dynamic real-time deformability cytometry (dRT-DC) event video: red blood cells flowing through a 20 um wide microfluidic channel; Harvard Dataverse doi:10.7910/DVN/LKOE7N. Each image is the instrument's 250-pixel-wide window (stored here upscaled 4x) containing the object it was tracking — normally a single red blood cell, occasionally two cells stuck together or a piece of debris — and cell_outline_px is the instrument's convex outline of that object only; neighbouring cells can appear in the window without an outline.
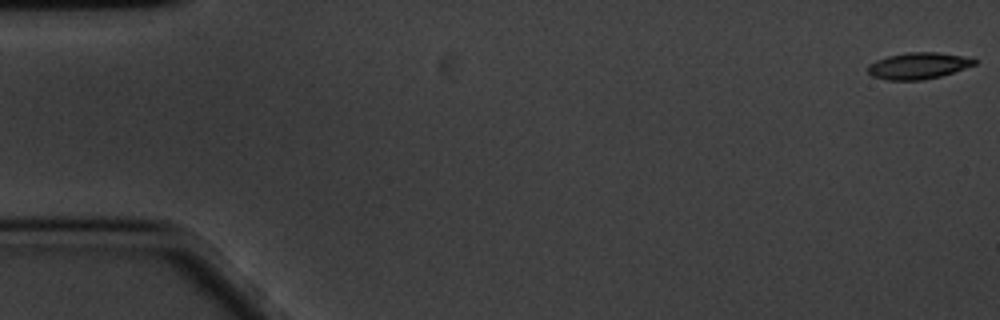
{"species": "common noctule bat (a hibernating species)", "species_latin": "Nyctalus noctula", "temperature_condition": "cold", "stored_images_in_passage": 59, "camera_frame_rate_fps": 3000, "um_per_image_px": 0.085, "animal": {"sex": "male", "body_mass_g": 20.1, "forearm_length_mm": 53.5}, "frame": {"image": 1, "passage_image": 1, "time_ms": 0.0, "image_size_px": [1000, 320], "cell_outline_px": [[976, 64], [940, 76], [920, 80], [888, 80], [872, 76], [868, 72], [868, 64], [876, 60], [888, 56], [908, 52], [936, 52], [972, 56], [976, 60]], "centroid_in_image_um": [78.07, 5.57], "position_along_channel_um": 6.9, "area_um2": 16.47}}
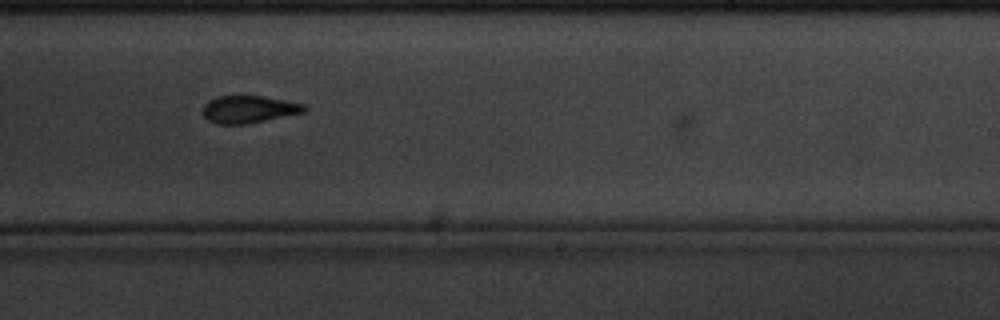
{"frame": {"image": 2, "passage_image": 36, "time_ms": 11.667, "image_size_px": [1000, 320], "cell_outline_px": [[308, 108], [304, 112], [248, 124], [216, 124], [208, 120], [204, 116], [204, 104], [208, 100], [216, 96], [240, 92], [264, 96], [304, 104]], "centroid_in_image_um": [21.11, 9.24], "position_along_channel_um": 267.9, "area_um2": 16.88}}
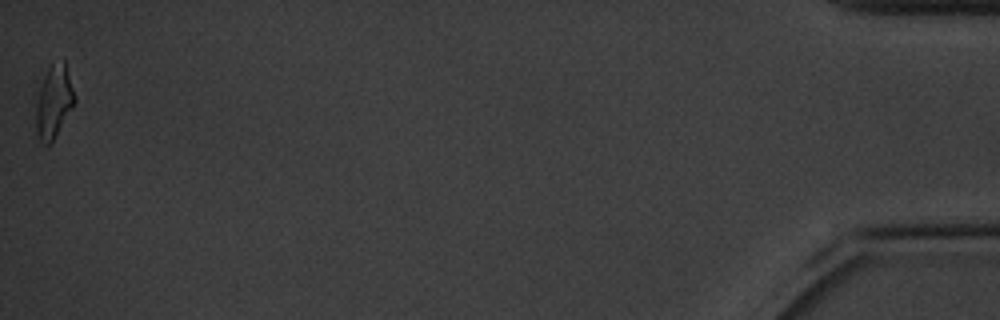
{"frame": {"image": 3, "passage_image": 59, "time_ms": 19.333, "image_size_px": [1000, 320], "cell_outline_px": [[76, 100], [72, 108], [52, 140], [48, 144], [44, 144], [40, 140], [36, 132], [36, 104], [40, 88], [44, 76], [48, 68], [52, 64], [64, 60], [76, 96]], "centroid_in_image_um": [4.58, 8.63], "position_along_channel_um": 430.6, "area_um2": 15.95}, "authors_computed_cell_mechanics": {"area_um2": 16.8198, "velocity_mm_per_s": 3.3991, "shape_relaxation_time_tau1_ms": 3.0496, "shape_relaxation_time_tau2_ms": 4.7939, "deformation_change_tau1": 0.1701, "deformation_change_tau2": 0.1302}}